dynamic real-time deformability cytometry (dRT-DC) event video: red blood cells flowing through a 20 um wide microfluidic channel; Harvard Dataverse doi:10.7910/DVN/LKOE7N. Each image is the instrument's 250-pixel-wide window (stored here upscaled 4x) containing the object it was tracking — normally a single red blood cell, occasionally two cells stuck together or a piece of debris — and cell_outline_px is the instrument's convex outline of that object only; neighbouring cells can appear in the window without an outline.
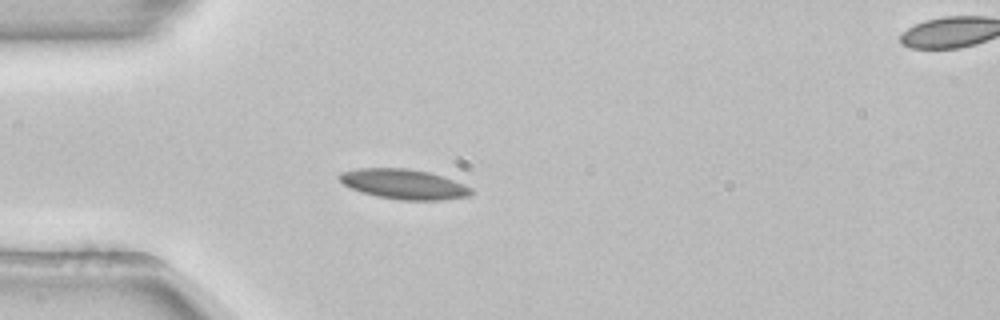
{"species": "common noctule bat (a hibernating species)", "species_latin": "Nyctalus noctula", "temperature_condition": "room temperature", "stored_images_in_passage": 45, "camera_frame_rate_fps": 3000, "um_per_image_px": 0.085, "animal": {"sex": "female", "body_mass_g": 22.7, "forearm_length_mm": 54.2}, "frame": {"image": 1, "passage_image": 14, "time_ms": 4.333, "image_size_px": [1000, 320], "cell_outline_px": [[476, 192], [472, 196], [440, 200], [400, 200], [376, 196], [360, 192], [344, 184], [336, 176], [340, 172], [356, 168], [408, 168], [428, 172], [464, 184], [472, 188]], "centroid_in_image_um": [34.33, 15.65], "position_along_channel_um": 50.7, "area_um2": 23.18}, "authors_computed_cell_mechanics": {"area_um2": 21.7328, "velocity_mm_per_s": 3.8656, "shape_relaxation_time_tau1_ms": 7.4522, "shape_relaxation_time_tau2_ms": null, "deformation_change_tau1": 0.1312, "deformation_change_tau2": null}}